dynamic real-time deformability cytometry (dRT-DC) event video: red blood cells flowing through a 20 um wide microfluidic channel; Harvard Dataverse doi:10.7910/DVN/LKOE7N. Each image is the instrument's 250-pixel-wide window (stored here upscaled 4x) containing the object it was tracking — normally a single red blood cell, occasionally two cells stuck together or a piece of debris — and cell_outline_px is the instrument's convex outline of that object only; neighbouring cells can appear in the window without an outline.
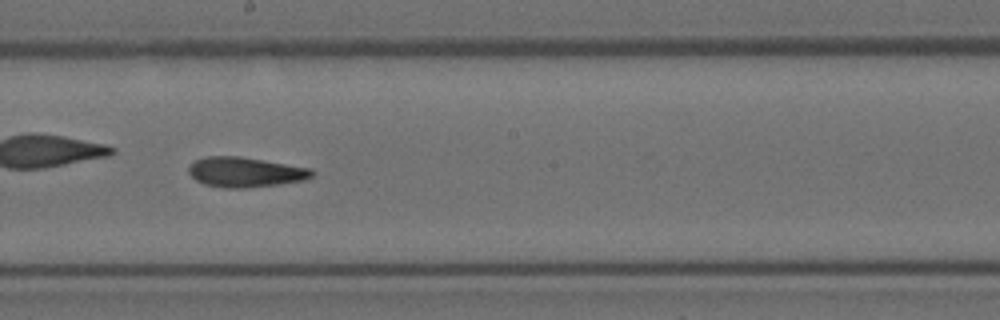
{"species": "Egyptian fruit bat (a non-hibernating species)", "species_latin": "Rousettus aegyptiacus", "temperature_condition": "room temperature", "stored_images_in_passage": 28, "camera_frame_rate_fps": 3000, "um_per_image_px": 0.085, "animal": {"sex": "female"}, "frame": {"image": 1, "passage_image": 16, "time_ms": 5.0, "image_size_px": [1000, 320], "cell_outline_px": [[316, 172], [312, 176], [304, 180], [280, 184], [244, 188], [224, 188], [204, 184], [196, 180], [188, 172], [188, 168], [196, 160], [208, 156], [240, 156], [312, 168]], "centroid_in_image_um": [20.88, 14.63], "position_along_channel_um": 227.3, "area_um2": 21.56}}
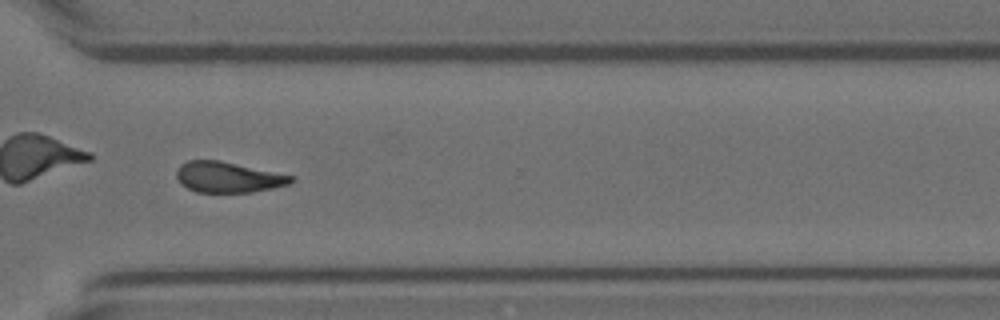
{"frame": {"image": 2, "passage_image": 24, "time_ms": 7.667, "image_size_px": [1000, 320], "cell_outline_px": [[296, 180], [288, 184], [272, 188], [252, 192], [196, 192], [180, 184], [176, 176], [176, 172], [180, 164], [188, 160], [220, 160], [292, 176]], "centroid_in_image_um": [19.34, 15.06], "position_along_channel_um": 351.3, "area_um2": 20.35}}